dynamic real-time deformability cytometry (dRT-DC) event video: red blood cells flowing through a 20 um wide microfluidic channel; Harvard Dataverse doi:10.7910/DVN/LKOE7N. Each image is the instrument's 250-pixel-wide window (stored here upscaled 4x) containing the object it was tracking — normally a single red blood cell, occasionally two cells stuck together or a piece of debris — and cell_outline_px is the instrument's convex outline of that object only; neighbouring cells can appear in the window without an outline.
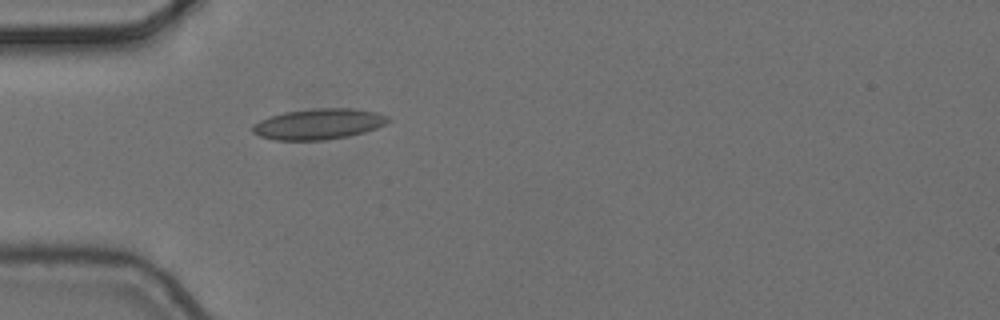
{"species": "common noctule bat (a hibernating species)", "species_latin": "Nyctalus noctula", "temperature_condition": "cold", "stored_images_in_passage": 1, "camera_frame_rate_fps": 3000, "um_per_image_px": 0.085, "animal": {"sex": "female", "body_mass_g": 24.6, "forearm_length_mm": 56.2}, "frame": {"image": 1, "passage_image": 1, "time_ms": 0.0, "image_size_px": [1000, 320], "cell_outline_px": [[392, 120], [376, 128], [364, 132], [348, 136], [324, 140], [272, 140], [260, 136], [252, 132], [252, 124], [268, 116], [284, 112], [316, 108], [352, 108], [376, 112], [388, 116]], "centroid_in_image_um": [27.06, 10.54], "position_along_channel_um": 57.9, "area_um2": 24.39}}